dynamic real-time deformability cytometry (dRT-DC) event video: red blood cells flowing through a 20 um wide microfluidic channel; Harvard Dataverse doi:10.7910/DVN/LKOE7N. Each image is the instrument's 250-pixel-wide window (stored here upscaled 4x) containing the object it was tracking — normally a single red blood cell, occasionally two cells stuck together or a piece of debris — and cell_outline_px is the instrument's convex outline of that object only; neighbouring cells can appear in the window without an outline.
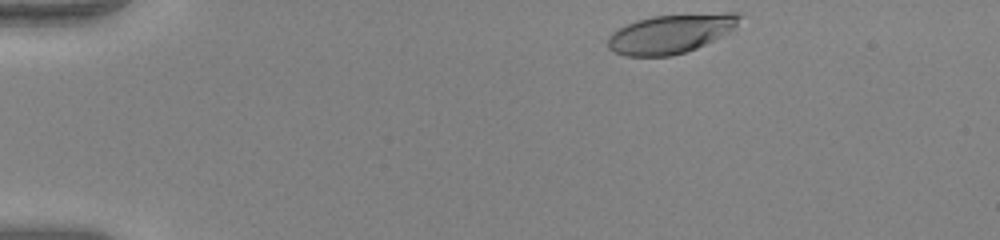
{"species": "human", "species_latin": "Homo sapiens", "temperature_condition": "warm", "stored_images_in_passage": 44, "camera_frame_rate_fps": 3000, "um_per_image_px": 0.085, "donor": {"sex": "female"}, "frame": {"image": 1, "passage_image": 1, "time_ms": 0.0, "image_size_px": [1000, 240], "cell_outline_px": [[744, 16], [728, 32], [696, 48], [672, 56], [624, 56], [608, 48], [608, 36], [612, 32], [636, 20], [652, 16], [728, 12], [744, 12]], "centroid_in_image_um": [57.02, 2.85], "position_along_channel_um": 28.0, "area_um2": 29.82}}
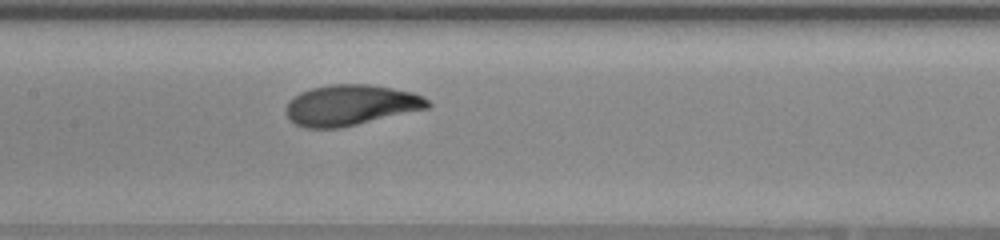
{"frame": {"image": 2, "passage_image": 19, "time_ms": 6.0, "image_size_px": [1000, 240], "cell_outline_px": [[432, 104], [428, 108], [340, 128], [304, 128], [296, 124], [284, 112], [284, 108], [288, 100], [292, 96], [300, 92], [312, 88], [332, 84], [368, 84], [392, 88], [412, 92], [424, 96]], "centroid_in_image_um": [29.78, 8.93], "position_along_channel_um": 177.6, "area_um2": 33.7}}
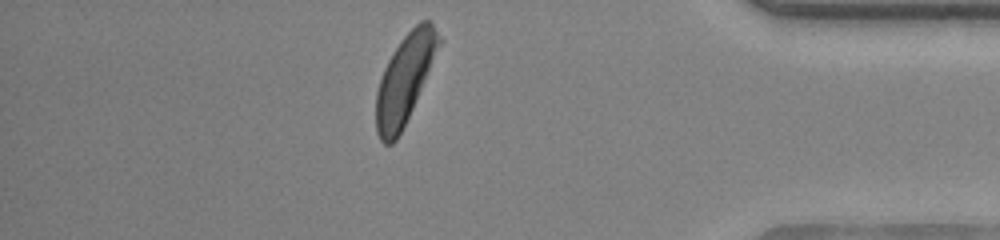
{"frame": {"image": 3, "passage_image": 38, "time_ms": 12.333, "image_size_px": [1000, 240], "cell_outline_px": [[444, 40], [412, 108], [396, 140], [392, 144], [384, 144], [380, 140], [376, 132], [376, 92], [384, 68], [392, 52], [400, 40], [420, 20], [428, 20], [432, 24]], "centroid_in_image_um": [34.42, 6.69], "position_along_channel_um": 400.8, "area_um2": 32.25}, "authors_computed_cell_mechanics": {"area_um2": 32.7437, "velocity_mm_per_s": 3.9791, "shape_relaxation_time_tau1_ms": 2.1786, "shape_relaxation_time_tau2_ms": 1.0855, "deformation_change_tau1": 0.1409, "deformation_change_tau2": 0.0669}}